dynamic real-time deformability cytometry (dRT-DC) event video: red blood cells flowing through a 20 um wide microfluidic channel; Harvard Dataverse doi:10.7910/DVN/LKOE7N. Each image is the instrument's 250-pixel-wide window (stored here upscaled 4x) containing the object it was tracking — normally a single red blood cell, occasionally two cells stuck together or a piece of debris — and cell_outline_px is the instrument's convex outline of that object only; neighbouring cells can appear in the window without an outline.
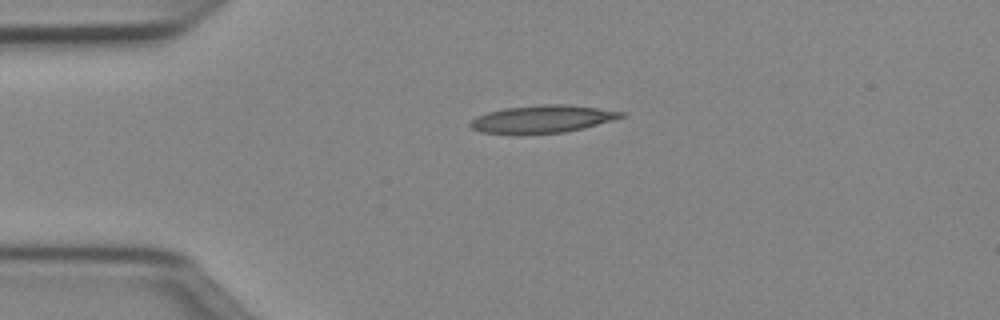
{"species": "Egyptian fruit bat (a non-hibernating species)", "species_latin": "Rousettus aegyptiacus", "temperature_condition": "cold", "stored_images_in_passage": 39, "camera_frame_rate_fps": 3000, "um_per_image_px": 0.085, "animal": {"sex": "female"}, "frame": {"image": 1, "passage_image": 1, "time_ms": 0.0, "image_size_px": [1000, 320], "cell_outline_px": [[624, 116], [612, 120], [584, 128], [564, 132], [480, 132], [472, 128], [468, 124], [476, 116], [488, 112], [504, 108], [540, 104], [564, 104], [596, 108], [624, 112]], "centroid_in_image_um": [46.1, 10.09], "position_along_channel_um": 38.9, "area_um2": 23.47}}
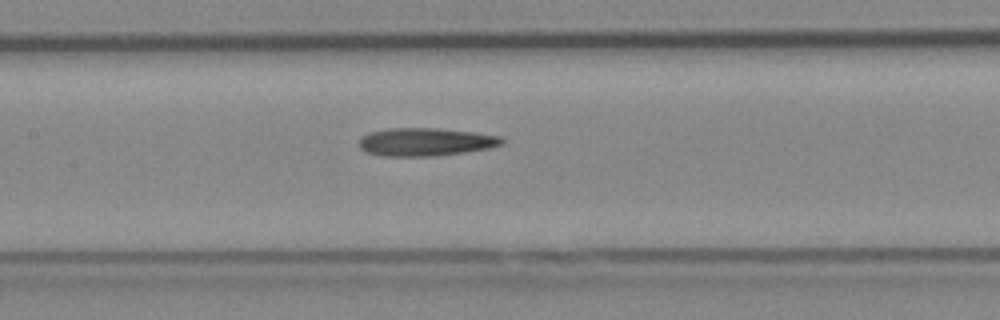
{"frame": {"image": 2, "passage_image": 13, "time_ms": 4.0, "image_size_px": [1000, 320], "cell_outline_px": [[504, 144], [488, 148], [464, 152], [436, 156], [384, 156], [364, 152], [360, 148], [360, 140], [368, 132], [388, 128], [436, 128], [472, 132], [504, 136]], "centroid_in_image_um": [36.18, 12.06], "position_along_channel_um": 171.2, "area_um2": 23.41}}
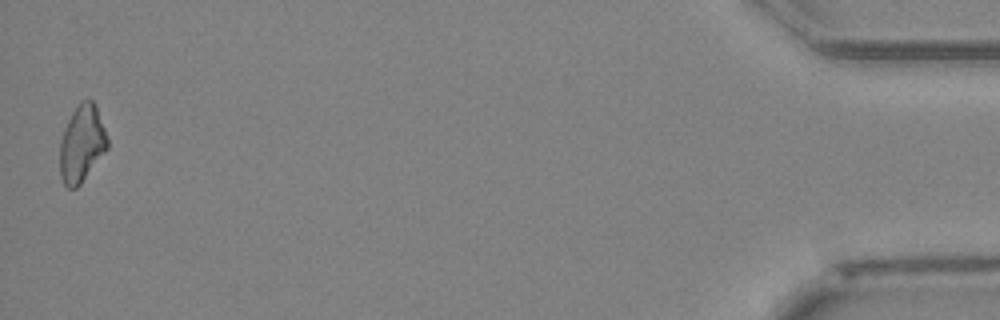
{"frame": {"image": 3, "passage_image": 39, "time_ms": 12.667, "image_size_px": [1000, 320], "cell_outline_px": [[108, 148], [80, 184], [76, 188], [68, 188], [64, 184], [60, 176], [60, 140], [64, 128], [72, 112], [80, 100], [88, 96], [92, 100], [96, 108], [104, 128], [108, 140]], "centroid_in_image_um": [6.94, 12.19], "position_along_channel_um": 428.3, "area_um2": 21.27}}